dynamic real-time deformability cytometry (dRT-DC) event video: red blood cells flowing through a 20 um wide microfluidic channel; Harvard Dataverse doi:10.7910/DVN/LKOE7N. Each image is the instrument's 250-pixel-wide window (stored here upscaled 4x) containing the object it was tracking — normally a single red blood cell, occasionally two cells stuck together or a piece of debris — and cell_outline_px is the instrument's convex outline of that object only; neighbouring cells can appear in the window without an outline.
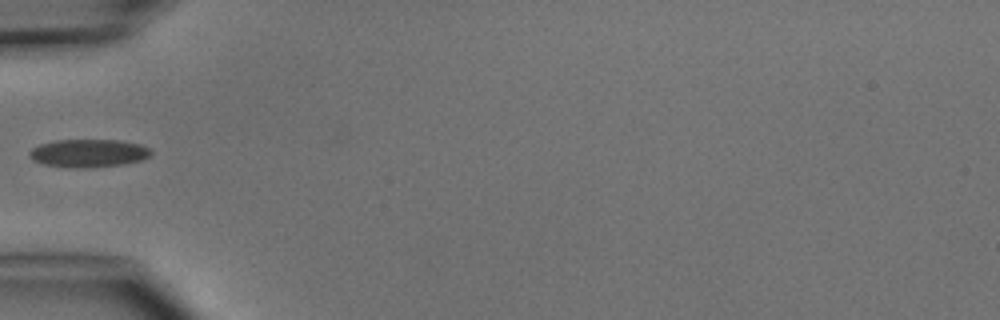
{"species": "common noctule bat (a hibernating species)", "species_latin": "Nyctalus noctula", "temperature_condition": "cold", "stored_images_in_passage": 3, "camera_frame_rate_fps": 3000, "um_per_image_px": 0.085, "animal": {"sex": "male", "body_mass_g": 15.6}, "frame": {"image": 1, "passage_image": 3, "time_ms": 3.0, "image_size_px": [1000, 320], "cell_outline_px": [[152, 152], [148, 156], [140, 160], [124, 164], [88, 168], [68, 168], [44, 164], [32, 160], [28, 156], [28, 152], [32, 148], [40, 144], [56, 140], [120, 140], [140, 144], [148, 148]], "centroid_in_image_um": [7.47, 13.02], "position_along_channel_um": 77.5, "area_um2": 19.94}}